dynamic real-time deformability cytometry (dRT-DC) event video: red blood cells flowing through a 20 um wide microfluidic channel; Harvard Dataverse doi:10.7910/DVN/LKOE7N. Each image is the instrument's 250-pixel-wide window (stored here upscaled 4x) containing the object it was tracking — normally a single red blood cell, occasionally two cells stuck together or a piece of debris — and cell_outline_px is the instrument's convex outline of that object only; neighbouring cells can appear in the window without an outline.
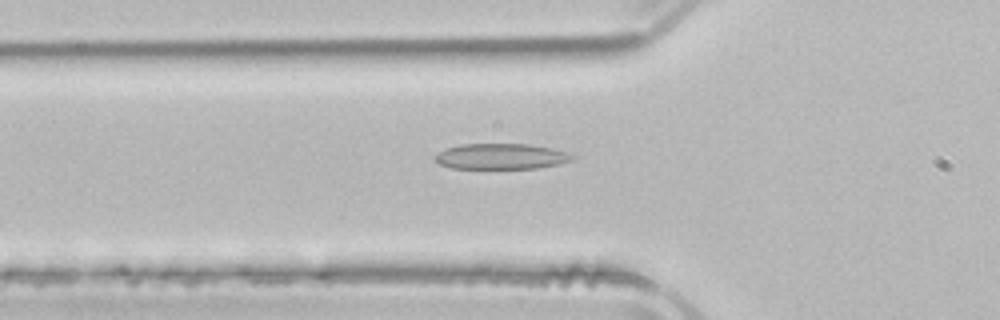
{"species": "common noctule bat (a hibernating species)", "species_latin": "Nyctalus noctula", "temperature_condition": "room temperature", "stored_images_in_passage": 47, "camera_frame_rate_fps": 3000, "um_per_image_px": 0.085, "animal": {"sex": "male", "body_mass_g": 21.5, "forearm_length_mm": 52.0}, "frame": {"image": 1, "passage_image": 13, "time_ms": 4.0, "image_size_px": [1000, 320], "cell_outline_px": [[576, 156], [572, 160], [556, 164], [536, 168], [452, 168], [440, 164], [432, 160], [432, 156], [436, 152], [460, 144], [528, 144], [552, 148]], "centroid_in_image_um": [42.51, 13.29], "position_along_channel_um": 83.3, "area_um2": 20.46}}
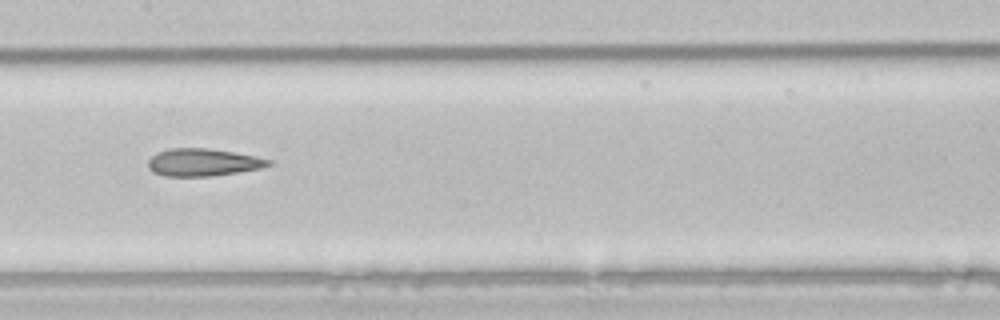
{"frame": {"image": 2, "passage_image": 21, "time_ms": 6.667, "image_size_px": [1000, 320], "cell_outline_px": [[272, 164], [264, 168], [208, 176], [164, 176], [152, 172], [148, 168], [148, 160], [156, 152], [168, 148], [208, 148], [256, 156], [272, 160]], "centroid_in_image_um": [17.24, 13.79], "position_along_channel_um": 190.2, "area_um2": 19.36}}
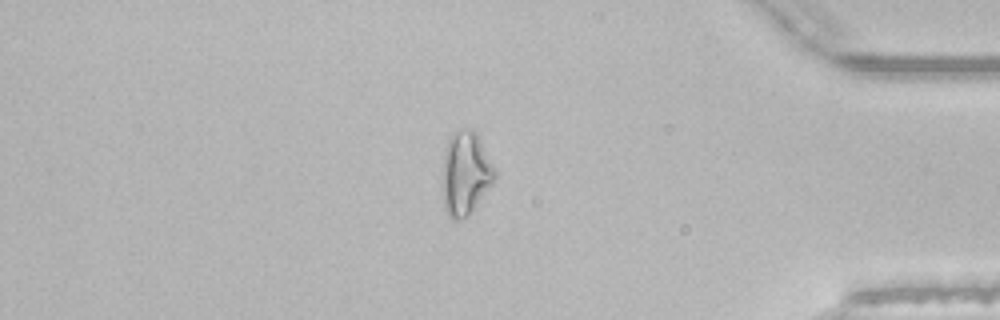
{"frame": {"image": 3, "passage_image": 39, "time_ms": 12.667, "image_size_px": [1000, 320], "cell_outline_px": [[496, 180], [468, 216], [460, 220], [452, 220], [448, 216], [444, 208], [444, 156], [448, 136], [460, 128], [472, 128], [476, 132], [496, 168]], "centroid_in_image_um": [39.61, 14.72], "position_along_channel_um": 395.6, "area_um2": 25.61}, "authors_computed_cell_mechanics": {"area_um2": 21.5016, "velocity_mm_per_s": 3.9648, "shape_relaxation_time_tau1_ms": null, "shape_relaxation_time_tau2_ms": 3.334, "deformation_change_tau1": null, "deformation_change_tau2": 0.1383}}